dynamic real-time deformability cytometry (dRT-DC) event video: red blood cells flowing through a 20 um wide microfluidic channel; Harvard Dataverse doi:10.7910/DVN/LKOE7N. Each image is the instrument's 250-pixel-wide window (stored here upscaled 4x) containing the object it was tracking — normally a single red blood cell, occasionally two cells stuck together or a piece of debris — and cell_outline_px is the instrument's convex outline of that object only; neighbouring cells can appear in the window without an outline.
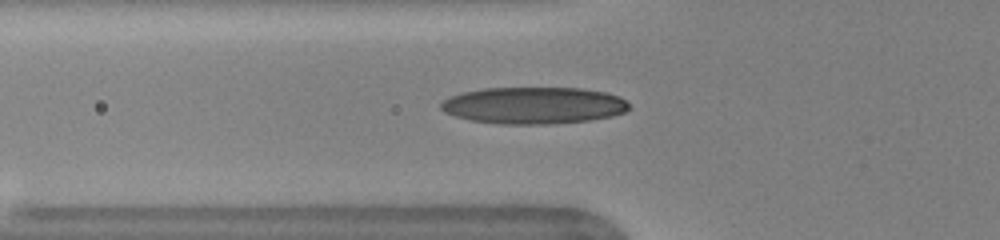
{"species": "human", "species_latin": "Homo sapiens", "temperature_condition": "warm", "stored_images_in_passage": 34, "camera_frame_rate_fps": 3000, "um_per_image_px": 0.085, "donor": {"sex": "female"}, "frame": {"image": 1, "passage_image": 2, "time_ms": 0.333, "image_size_px": [1000, 240], "cell_outline_px": [[628, 108], [624, 112], [612, 116], [588, 120], [548, 124], [500, 124], [468, 120], [444, 112], [440, 108], [440, 104], [448, 96], [460, 92], [484, 88], [580, 88], [604, 92], [620, 96], [628, 104]], "centroid_in_image_um": [45.3, 8.96], "position_along_channel_um": 80.5, "area_um2": 40.46}}
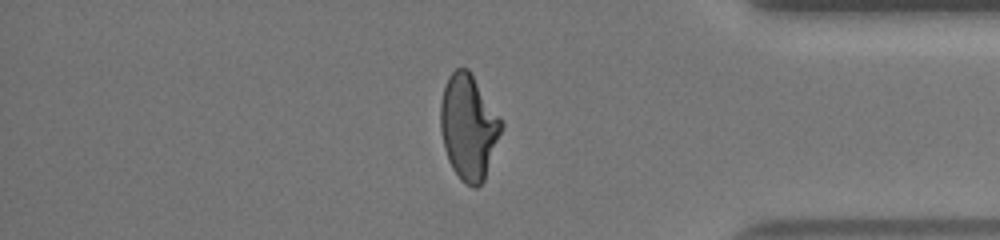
{"frame": {"image": 2, "passage_image": 27, "time_ms": 8.667, "image_size_px": [1000, 240], "cell_outline_px": [[504, 128], [484, 180], [476, 188], [472, 188], [460, 180], [452, 168], [448, 160], [444, 148], [440, 128], [440, 104], [444, 88], [448, 76], [456, 68], [468, 68], [504, 124]], "centroid_in_image_um": [39.83, 10.83], "position_along_channel_um": 395.4, "area_um2": 37.34}}
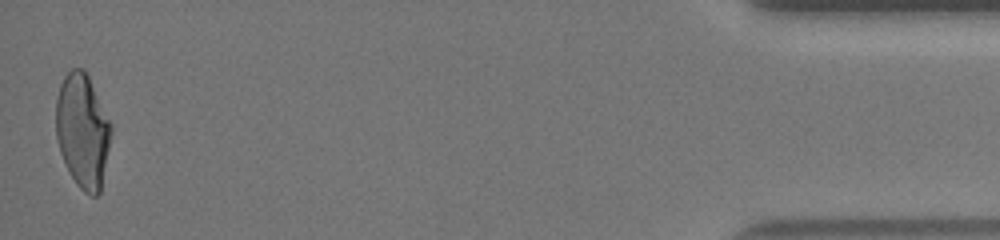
{"frame": {"image": 3, "passage_image": 34, "time_ms": 11.0, "image_size_px": [1000, 240], "cell_outline_px": [[112, 132], [100, 192], [96, 196], [88, 196], [76, 184], [60, 152], [56, 136], [56, 100], [60, 84], [64, 76], [72, 68], [84, 68], [112, 124]], "centroid_in_image_um": [7.03, 11.11], "position_along_channel_um": 428.2, "area_um2": 36.59}, "authors_computed_cell_mechanics": {"area_um2": 37.8879, "velocity_mm_per_s": 3.9801, "shape_relaxation_time_tau1_ms": 6.8268, "shape_relaxation_time_tau2_ms": 1.2285, "deformation_change_tau1": 0.2575, "deformation_change_tau2": 0.0843}}